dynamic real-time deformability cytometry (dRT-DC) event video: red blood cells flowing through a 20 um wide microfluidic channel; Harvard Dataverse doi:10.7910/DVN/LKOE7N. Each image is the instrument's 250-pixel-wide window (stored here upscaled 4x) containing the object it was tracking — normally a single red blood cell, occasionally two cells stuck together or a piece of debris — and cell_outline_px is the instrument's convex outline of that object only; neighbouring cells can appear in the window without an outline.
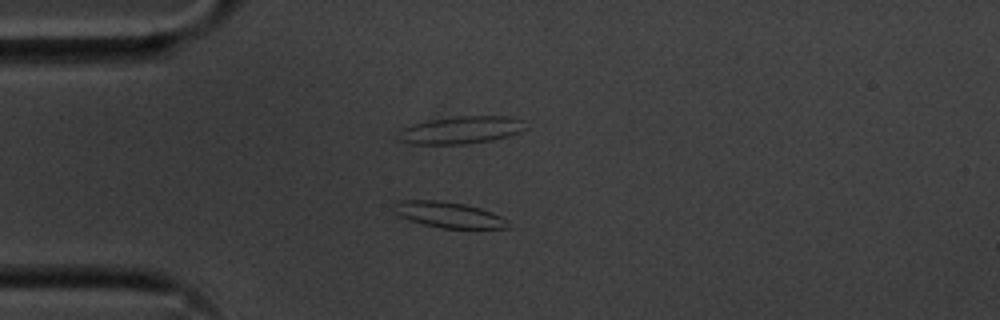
{"species": "common noctule bat (a hibernating species)", "species_latin": "Nyctalus noctula", "temperature_condition": "cold", "stored_images_in_passage": 37, "camera_frame_rate_fps": 3000, "um_per_image_px": 0.085, "animal": {"sex": "male", "body_mass_g": 20.1, "forearm_length_mm": 53.5}, "frame": {"image": 1, "passage_image": 1, "time_ms": 0.0, "image_size_px": [1000, 320], "cell_outline_px": [[508, 228], [440, 228], [408, 220], [400, 216], [396, 212], [392, 204], [400, 200], [436, 200], [464, 204], [480, 208], [492, 212], [508, 220]], "centroid_in_image_um": [38.11, 18.25], "position_along_channel_um": 46.9, "area_um2": 17.05}}
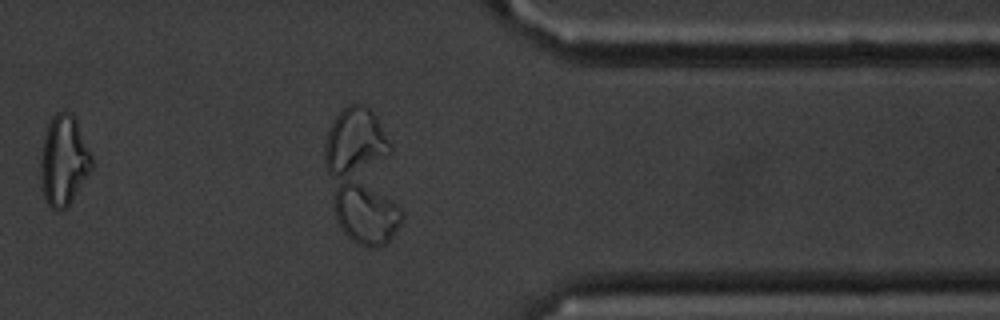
{"frame": {"image": 2, "passage_image": 31, "time_ms": 10.0, "image_size_px": [1000, 320], "cell_outline_px": [[92, 168], [68, 204], [64, 208], [52, 212], [44, 200], [40, 180], [40, 160], [44, 136], [48, 124], [52, 116], [56, 112], [64, 108], [72, 112], [76, 116], [92, 156]], "centroid_in_image_um": [5.39, 13.59], "position_along_channel_um": 406.0, "area_um2": 27.28}}